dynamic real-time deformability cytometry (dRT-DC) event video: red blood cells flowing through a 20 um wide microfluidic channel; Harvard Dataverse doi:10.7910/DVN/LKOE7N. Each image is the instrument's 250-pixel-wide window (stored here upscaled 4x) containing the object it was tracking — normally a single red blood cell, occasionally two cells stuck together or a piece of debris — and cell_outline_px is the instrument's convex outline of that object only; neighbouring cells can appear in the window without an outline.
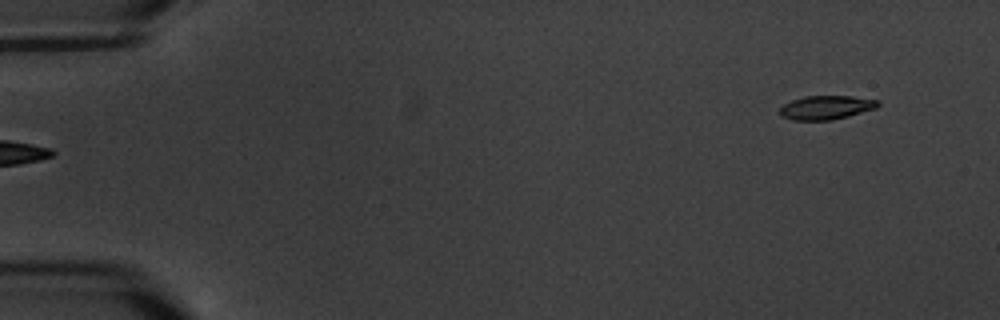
{"species": "common noctule bat (a hibernating species)", "species_latin": "Nyctalus noctula", "temperature_condition": "warm", "stored_images_in_passage": 5, "segment_of_instrument_passage": [2, 2], "camera_frame_rate_fps": 3000, "um_per_image_px": 0.085, "animal": {"sex": "male", "body_mass_g": 20.1, "forearm_length_mm": 53.5}, "frame": {"image": 1, "passage_image": 5, "time_ms": 4.667, "image_size_px": [1000, 320], "cell_outline_px": [[880, 104], [876, 108], [848, 116], [832, 120], [792, 120], [780, 116], [780, 108], [784, 104], [792, 100], [804, 96], [852, 96], [880, 100]], "centroid_in_image_um": [70.23, 9.13], "position_along_channel_um": 14.8, "area_um2": 13.7}}